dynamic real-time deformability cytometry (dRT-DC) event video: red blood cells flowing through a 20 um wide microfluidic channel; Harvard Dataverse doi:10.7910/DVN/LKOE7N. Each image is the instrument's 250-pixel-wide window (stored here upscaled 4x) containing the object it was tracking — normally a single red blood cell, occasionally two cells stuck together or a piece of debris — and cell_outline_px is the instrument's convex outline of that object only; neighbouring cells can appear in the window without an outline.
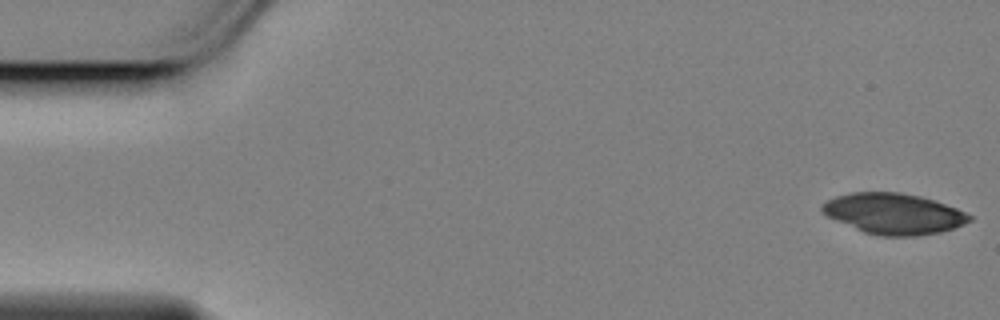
{"species": "Egyptian fruit bat (a non-hibernating species)", "species_latin": "Rousettus aegyptiacus", "temperature_condition": "cold", "stored_images_in_passage": 4, "camera_frame_rate_fps": 3000, "um_per_image_px": 0.085, "animal": {"sex": "female"}, "frame": {"image": 1, "passage_image": 1, "time_ms": 0.0, "image_size_px": [1000, 320], "cell_outline_px": [[972, 220], [964, 224], [940, 232], [920, 236], [880, 236], [864, 232], [828, 216], [820, 208], [828, 200], [836, 196], [852, 192], [900, 192], [920, 196], [956, 208], [972, 216]], "centroid_in_image_um": [75.98, 18.17], "position_along_channel_um": 9.0, "area_um2": 34.62}}